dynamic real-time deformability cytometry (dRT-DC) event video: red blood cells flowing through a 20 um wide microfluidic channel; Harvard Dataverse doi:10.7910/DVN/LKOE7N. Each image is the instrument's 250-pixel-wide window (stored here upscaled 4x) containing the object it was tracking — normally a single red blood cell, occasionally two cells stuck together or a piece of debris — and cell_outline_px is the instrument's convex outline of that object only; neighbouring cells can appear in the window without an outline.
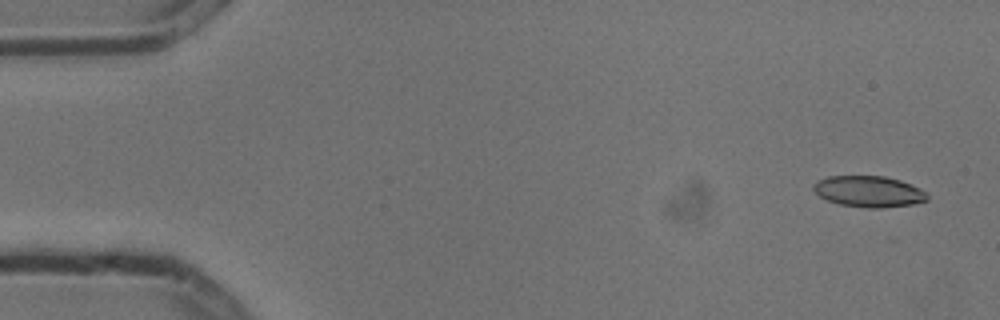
{"species": "common noctule bat (a hibernating species)", "species_latin": "Nyctalus noctula", "temperature_condition": "cold", "stored_images_in_passage": 4, "camera_frame_rate_fps": 3000, "um_per_image_px": 0.085, "animal": {"sex": "male", "body_mass_g": 13.3}, "frame": {"image": 1, "passage_image": 1, "time_ms": 0.0, "image_size_px": [1000, 320], "cell_outline_px": [[928, 200], [912, 204], [880, 208], [868, 208], [840, 204], [828, 200], [820, 196], [812, 188], [812, 184], [828, 176], [884, 176], [900, 180], [920, 188], [928, 196]], "centroid_in_image_um": [73.85, 16.27], "position_along_channel_um": 11.2, "area_um2": 20.46}}
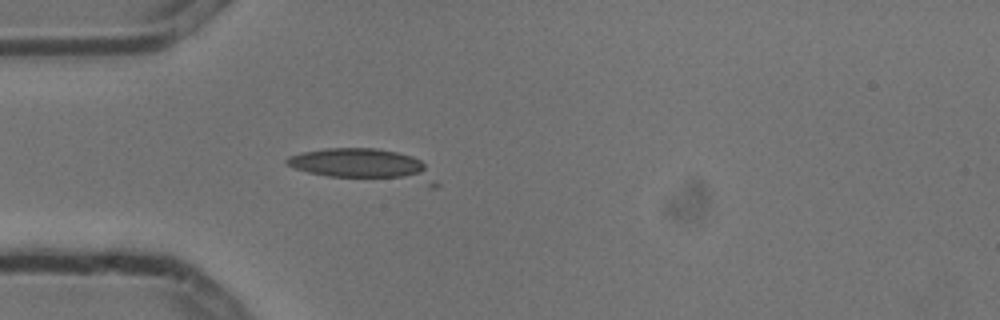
{"frame": {"image": 2, "passage_image": 4, "time_ms": 1.0, "image_size_px": [1000, 320], "cell_outline_px": [[440, 184], [436, 188], [432, 188], [328, 176], [308, 172], [284, 164], [284, 160], [288, 156], [300, 152], [324, 148], [376, 148], [396, 152], [412, 156], [420, 160], [424, 164]], "centroid_in_image_um": [31.02, 14.09], "position_along_channel_um": 54.0, "area_um2": 28.9}}